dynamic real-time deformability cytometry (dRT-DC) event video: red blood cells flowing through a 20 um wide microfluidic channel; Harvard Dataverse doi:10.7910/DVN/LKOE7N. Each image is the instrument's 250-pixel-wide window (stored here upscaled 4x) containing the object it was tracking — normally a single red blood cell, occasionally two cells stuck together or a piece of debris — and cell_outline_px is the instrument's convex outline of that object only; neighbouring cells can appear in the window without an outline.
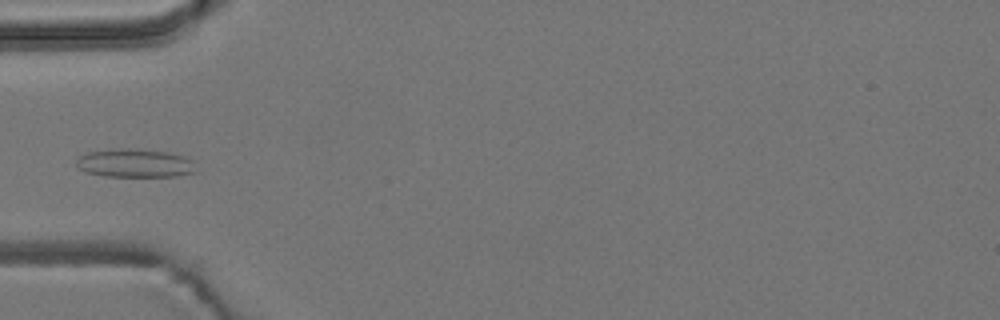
{"species": "common noctule bat (a hibernating species)", "species_latin": "Nyctalus noctula", "temperature_condition": "room temperature", "stored_images_in_passage": 6, "camera_frame_rate_fps": 3000, "um_per_image_px": 0.085, "animal": {"sex": "male", "body_mass_g": 19.2, "forearm_length_mm": 51.8}, "frame": {"image": 1, "passage_image": 5, "time_ms": 1.333, "image_size_px": [1000, 320], "cell_outline_px": [[196, 172], [176, 176], [104, 176], [84, 172], [76, 168], [76, 160], [80, 156], [88, 152], [120, 148], [124, 148], [168, 152], [184, 156], [192, 160]], "centroid_in_image_um": [11.43, 13.87], "position_along_channel_um": 73.6, "area_um2": 19.83}}